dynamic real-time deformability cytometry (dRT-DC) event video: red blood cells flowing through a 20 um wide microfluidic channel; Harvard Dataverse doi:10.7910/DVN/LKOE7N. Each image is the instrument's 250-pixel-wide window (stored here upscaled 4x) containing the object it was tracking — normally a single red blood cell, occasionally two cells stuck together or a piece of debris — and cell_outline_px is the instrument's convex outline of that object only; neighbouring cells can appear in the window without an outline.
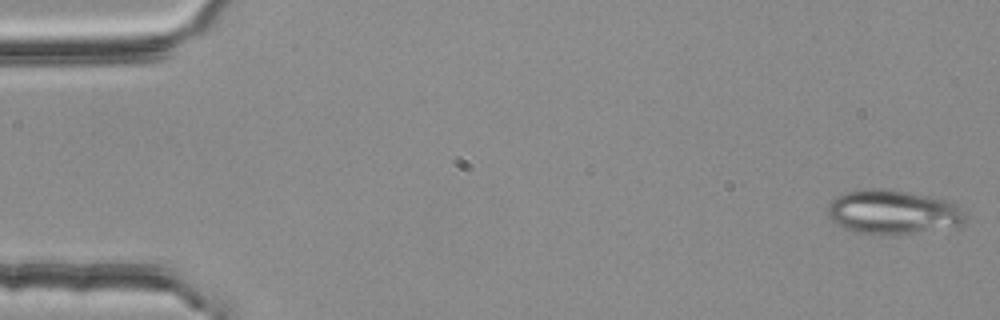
{"species": "common noctule bat (a hibernating species)", "species_latin": "Nyctalus noctula", "temperature_condition": "room temperature", "stored_images_in_passage": 4, "camera_frame_rate_fps": 3000, "um_per_image_px": 0.085, "animal": {"sex": "female", "body_mass_g": 25.1}, "frame": {"image": 1, "passage_image": 1, "time_ms": 0.0, "image_size_px": [1000, 320], "cell_outline_px": [[968, 216], [964, 224], [900, 236], [856, 232], [844, 228], [836, 224], [828, 216], [828, 204], [836, 196], [844, 192], [868, 188], [880, 188], [928, 196], [944, 200], [956, 204]], "centroid_in_image_um": [75.89, 18.04], "position_along_channel_um": 9.1, "area_um2": 35.6}}